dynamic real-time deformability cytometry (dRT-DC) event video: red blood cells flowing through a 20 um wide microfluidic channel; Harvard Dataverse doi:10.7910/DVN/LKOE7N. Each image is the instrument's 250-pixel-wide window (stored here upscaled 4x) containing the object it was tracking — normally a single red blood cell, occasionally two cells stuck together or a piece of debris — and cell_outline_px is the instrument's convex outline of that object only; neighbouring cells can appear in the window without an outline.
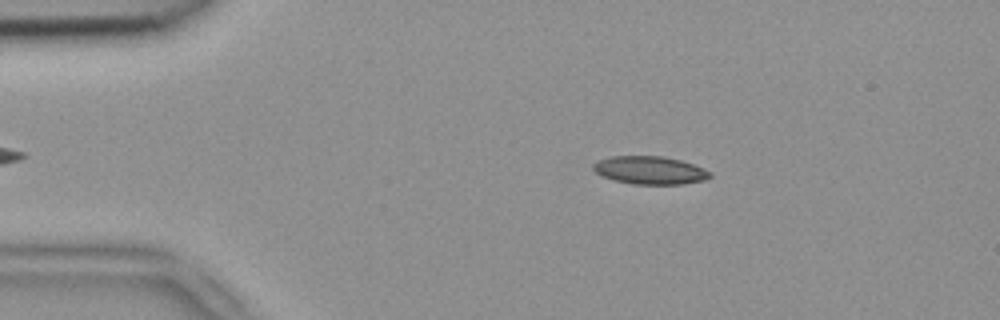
{"species": "common noctule bat (a hibernating species)", "species_latin": "Nyctalus noctula", "temperature_condition": "room temperature", "stored_images_in_passage": 1, "camera_frame_rate_fps": 3000, "um_per_image_px": 0.085, "animal": {"sex": "female", "body_mass_g": 18.4}, "frame": {"image": 1, "passage_image": 1, "time_ms": 0.0, "image_size_px": [1000, 320], "cell_outline_px": [[712, 176], [704, 180], [684, 184], [632, 184], [616, 180], [604, 176], [596, 172], [592, 168], [592, 164], [596, 160], [612, 156], [664, 156], [680, 160], [704, 168], [712, 172]], "centroid_in_image_um": [55.26, 14.46], "position_along_channel_um": 29.7, "area_um2": 19.07}}